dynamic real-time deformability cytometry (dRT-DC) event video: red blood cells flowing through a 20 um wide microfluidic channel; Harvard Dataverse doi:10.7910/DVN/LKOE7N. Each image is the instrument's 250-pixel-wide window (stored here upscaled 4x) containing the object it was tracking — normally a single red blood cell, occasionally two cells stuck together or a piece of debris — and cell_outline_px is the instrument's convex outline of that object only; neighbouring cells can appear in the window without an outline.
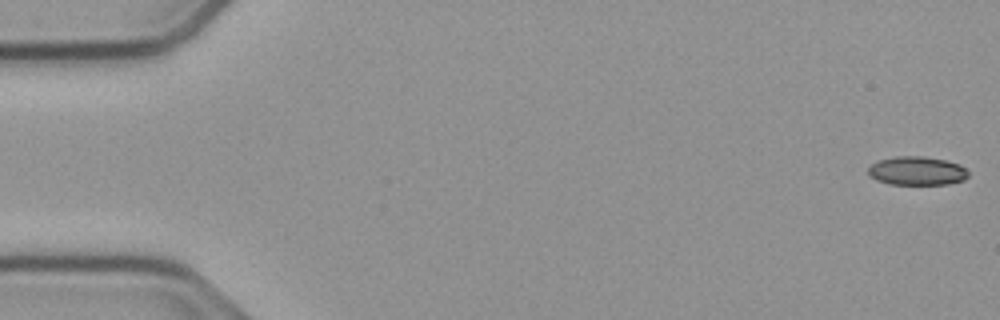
{"species": "common noctule bat (a hibernating species)", "species_latin": "Nyctalus noctula", "temperature_condition": "cold", "stored_images_in_passage": 12, "camera_frame_rate_fps": 3000, "um_per_image_px": 0.085, "animal": {"sex": "male", "body_mass_g": 23.1, "forearm_length_mm": 52.7}, "frame": {"image": 1, "passage_image": 1, "time_ms": 0.0, "image_size_px": [1000, 320], "cell_outline_px": [[968, 176], [964, 180], [948, 184], [888, 184], [876, 180], [868, 176], [868, 168], [872, 164], [880, 160], [896, 156], [924, 156], [944, 160], [960, 164], [968, 172]], "centroid_in_image_um": [77.92, 14.53], "position_along_channel_um": 7.1, "area_um2": 16.76}}